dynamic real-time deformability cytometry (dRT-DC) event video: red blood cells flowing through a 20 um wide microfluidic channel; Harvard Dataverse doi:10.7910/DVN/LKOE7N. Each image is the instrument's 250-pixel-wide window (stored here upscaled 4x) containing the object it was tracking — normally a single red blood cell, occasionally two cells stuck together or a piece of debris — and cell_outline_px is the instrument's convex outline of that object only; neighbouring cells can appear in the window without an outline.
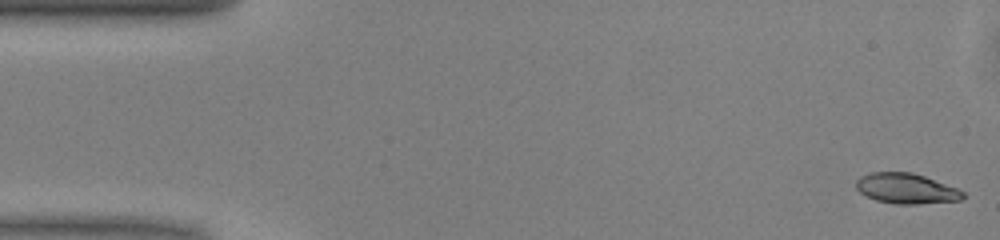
{"species": "common noctule bat (a hibernating species)", "species_latin": "Nyctalus noctula", "temperature_condition": "warm", "stored_images_in_passage": 49, "camera_frame_rate_fps": 3000, "um_per_image_px": 0.085, "animal": {"sex": "male", "body_mass_g": 13.0, "forearm_length_mm": 53.1}, "frame": {"image": 1, "passage_image": 1, "time_ms": 0.0, "image_size_px": [1000, 240], "cell_outline_px": [[968, 196], [960, 200], [916, 204], [896, 204], [876, 200], [860, 192], [856, 188], [856, 180], [860, 176], [872, 172], [912, 172], [924, 176], [956, 188], [964, 192]], "centroid_in_image_um": [77.03, 16.02], "position_along_channel_um": 8.0, "area_um2": 18.79}}
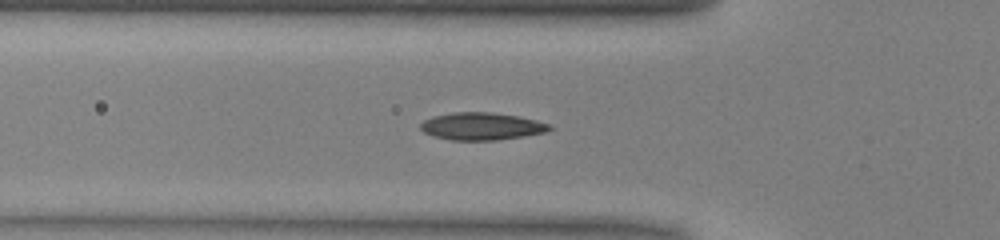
{"frame": {"image": 2, "passage_image": 16, "time_ms": 5.0, "image_size_px": [1000, 240], "cell_outline_px": [[552, 128], [548, 132], [524, 136], [496, 140], [452, 140], [432, 136], [424, 132], [420, 128], [420, 124], [424, 120], [432, 116], [452, 112], [492, 112], [520, 116], [536, 120], [548, 124]], "centroid_in_image_um": [40.93, 10.73], "position_along_channel_um": 84.9, "area_um2": 20.75}}
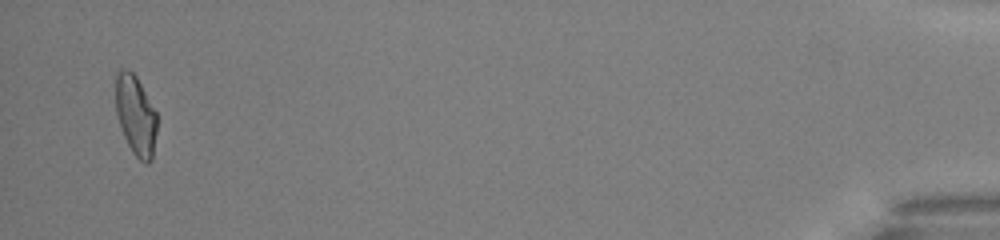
{"frame": {"image": 3, "passage_image": 48, "time_ms": 15.667, "image_size_px": [1000, 240], "cell_outline_px": [[156, 132], [152, 160], [148, 164], [144, 164], [132, 152], [124, 136], [116, 112], [116, 76], [120, 68], [128, 68], [136, 76], [156, 112]], "centroid_in_image_um": [11.53, 9.81], "position_along_channel_um": 423.7, "area_um2": 19.07}, "authors_computed_cell_mechanics": {"area_um2": 19.363, "velocity_mm_per_s": 4.0734, "shape_relaxation_time_tau1_ms": 6.2457, "shape_relaxation_time_tau2_ms": 1.9035, "deformation_change_tau1": 0.1882, "deformation_change_tau2": 0.09}}